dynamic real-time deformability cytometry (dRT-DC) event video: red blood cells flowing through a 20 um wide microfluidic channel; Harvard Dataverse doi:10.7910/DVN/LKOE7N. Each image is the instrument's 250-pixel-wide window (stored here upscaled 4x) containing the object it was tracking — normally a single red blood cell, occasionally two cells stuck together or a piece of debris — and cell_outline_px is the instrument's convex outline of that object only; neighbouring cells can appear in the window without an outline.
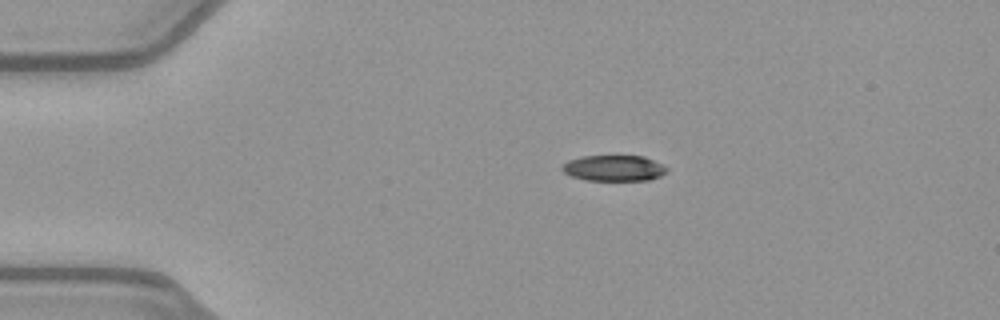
{"species": "common noctule bat (a hibernating species)", "species_latin": "Nyctalus noctula", "temperature_condition": "warm", "stored_images_in_passage": 42, "camera_frame_rate_fps": 3000, "um_per_image_px": 0.085, "animal": {"sex": "female", "body_mass_g": 21.9}, "frame": {"image": 1, "passage_image": 1, "time_ms": 0.0, "image_size_px": [1000, 320], "cell_outline_px": [[668, 168], [660, 176], [648, 180], [584, 180], [572, 176], [564, 172], [560, 168], [568, 160], [584, 156], [644, 156]], "centroid_in_image_um": [52.15, 14.29], "position_along_channel_um": 32.9, "area_um2": 15.55}}
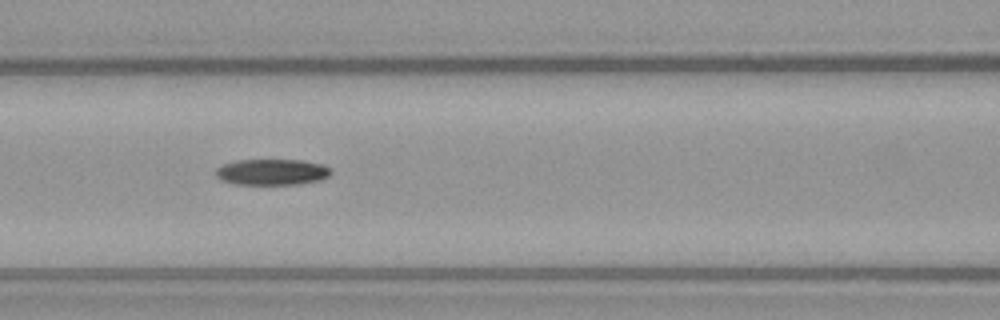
{"frame": {"image": 2, "passage_image": 13, "time_ms": 4.0, "image_size_px": [1000, 320], "cell_outline_px": [[332, 172], [328, 176], [320, 180], [300, 184], [232, 184], [216, 176], [212, 172], [220, 164], [236, 160], [304, 160], [320, 164], [332, 168]], "centroid_in_image_um": [23.08, 14.61], "position_along_channel_um": 143.5, "area_um2": 17.69}}
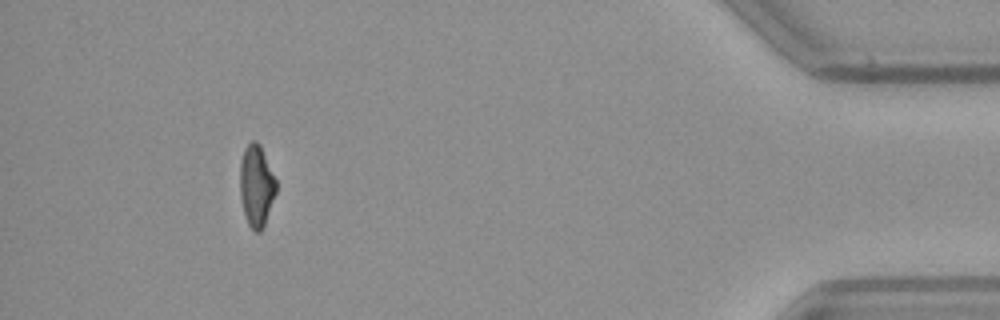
{"frame": {"image": 3, "passage_image": 38, "time_ms": 12.333, "image_size_px": [1000, 320], "cell_outline_px": [[276, 192], [264, 224], [260, 232], [256, 232], [248, 224], [244, 216], [240, 196], [240, 164], [244, 148], [252, 140], [256, 140], [260, 144], [276, 180]], "centroid_in_image_um": [21.78, 15.77], "position_along_channel_um": 413.4, "area_um2": 17.11}}